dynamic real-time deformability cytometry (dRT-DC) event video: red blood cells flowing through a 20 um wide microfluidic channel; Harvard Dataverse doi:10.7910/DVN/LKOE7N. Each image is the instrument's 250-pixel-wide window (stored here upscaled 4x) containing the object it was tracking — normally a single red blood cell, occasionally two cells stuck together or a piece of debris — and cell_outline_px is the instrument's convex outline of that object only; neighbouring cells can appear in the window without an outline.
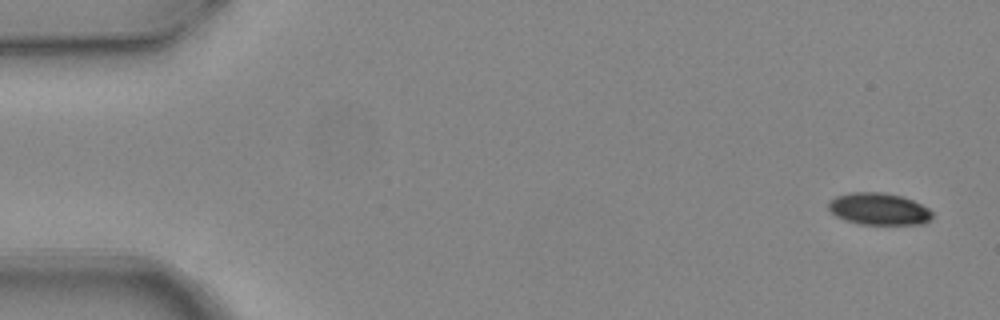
{"species": "common noctule bat (a hibernating species)", "species_latin": "Nyctalus noctula", "temperature_condition": "warm", "stored_images_in_passage": 5, "camera_frame_rate_fps": 3000, "um_per_image_px": 0.085, "animal": {"sex": "female", "body_mass_g": 24.6, "forearm_length_mm": 56.2}, "frame": {"image": 1, "passage_image": 1, "time_ms": 0.0, "image_size_px": [1000, 320], "cell_outline_px": [[932, 220], [924, 224], [860, 224], [844, 220], [836, 216], [828, 208], [828, 200], [836, 196], [852, 192], [880, 192], [900, 196], [912, 200], [928, 208], [932, 212]], "centroid_in_image_um": [74.69, 17.77], "position_along_channel_um": 10.3, "area_um2": 19.36}}
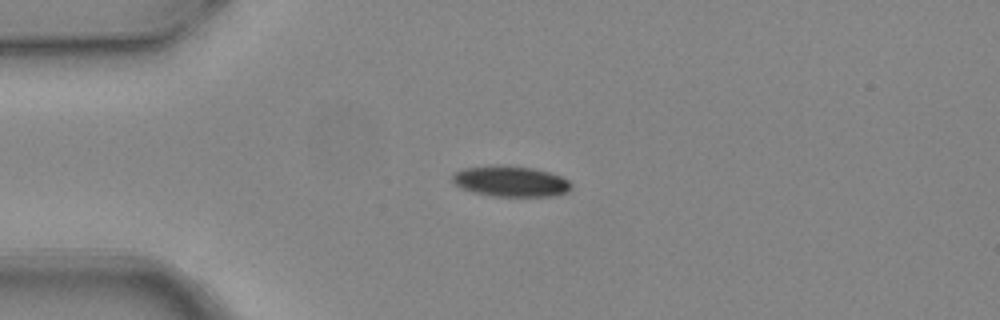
{"frame": {"image": 2, "passage_image": 4, "time_ms": 1.0, "image_size_px": [1000, 320], "cell_outline_px": [[572, 188], [568, 192], [552, 196], [492, 196], [460, 188], [452, 180], [452, 176], [456, 172], [464, 168], [500, 164], [532, 168], [548, 172], [560, 176], [568, 180], [572, 184]], "centroid_in_image_um": [43.42, 15.41], "position_along_channel_um": 41.6, "area_um2": 21.21}}